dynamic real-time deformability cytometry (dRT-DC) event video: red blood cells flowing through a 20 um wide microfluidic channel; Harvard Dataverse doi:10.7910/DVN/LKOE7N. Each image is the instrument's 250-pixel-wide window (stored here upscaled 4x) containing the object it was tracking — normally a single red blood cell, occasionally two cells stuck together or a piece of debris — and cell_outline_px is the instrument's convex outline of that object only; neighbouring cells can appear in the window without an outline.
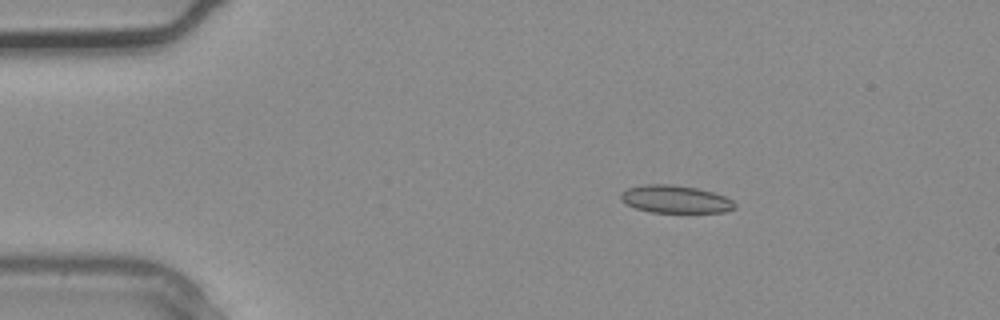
{"species": "common noctule bat (a hibernating species)", "species_latin": "Nyctalus noctula", "temperature_condition": "warm", "stored_images_in_passage": 3, "camera_frame_rate_fps": 3000, "um_per_image_px": 0.085, "animal": {"sex": "male", "body_mass_g": 20.4}, "frame": {"image": 1, "passage_image": 2, "time_ms": 0.333, "image_size_px": [1000, 320], "cell_outline_px": [[736, 208], [724, 212], [652, 212], [636, 208], [620, 200], [620, 192], [628, 188], [644, 184], [672, 184], [696, 188], [712, 192], [724, 196], [732, 200], [736, 204]], "centroid_in_image_um": [57.39, 16.93], "position_along_channel_um": 27.6, "area_um2": 18.32}}
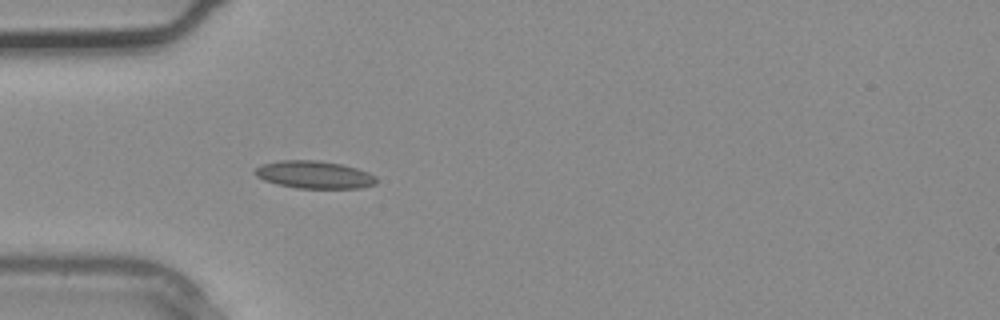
{"frame": {"image": 2, "passage_image": 3, "time_ms": 0.667, "image_size_px": [1000, 320], "cell_outline_px": [[376, 184], [360, 188], [296, 188], [264, 180], [256, 176], [252, 172], [260, 164], [280, 160], [320, 160], [340, 164], [356, 168], [368, 172], [376, 176]], "centroid_in_image_um": [26.69, 14.84], "position_along_channel_um": 58.3, "area_um2": 19.54}}